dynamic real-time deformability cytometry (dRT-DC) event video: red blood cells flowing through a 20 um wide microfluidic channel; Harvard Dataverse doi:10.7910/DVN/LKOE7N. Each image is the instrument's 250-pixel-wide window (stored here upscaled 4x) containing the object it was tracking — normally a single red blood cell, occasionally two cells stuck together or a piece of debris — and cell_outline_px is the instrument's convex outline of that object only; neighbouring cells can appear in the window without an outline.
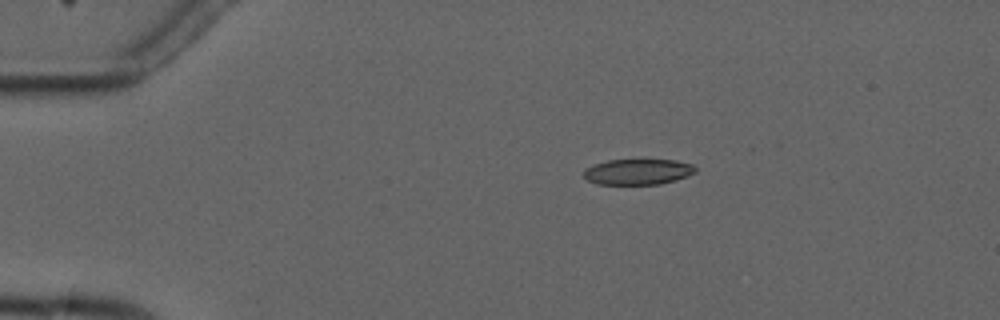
{"species": "common noctule bat (a hibernating species)", "species_latin": "Nyctalus noctula", "temperature_condition": "cold", "stored_images_in_passage": 5, "camera_frame_rate_fps": 3000, "um_per_image_px": 0.085, "animal": {"sex": "male", "forearm_length_mm": 52.5}, "frame": {"image": 1, "passage_image": 3, "time_ms": 2.667, "image_size_px": [1000, 320], "cell_outline_px": [[696, 172], [676, 180], [660, 184], [596, 184], [588, 180], [584, 176], [584, 168], [608, 160], [676, 160], [692, 164], [696, 168]], "centroid_in_image_um": [54.23, 14.6], "position_along_channel_um": 30.8, "area_um2": 16.65}}